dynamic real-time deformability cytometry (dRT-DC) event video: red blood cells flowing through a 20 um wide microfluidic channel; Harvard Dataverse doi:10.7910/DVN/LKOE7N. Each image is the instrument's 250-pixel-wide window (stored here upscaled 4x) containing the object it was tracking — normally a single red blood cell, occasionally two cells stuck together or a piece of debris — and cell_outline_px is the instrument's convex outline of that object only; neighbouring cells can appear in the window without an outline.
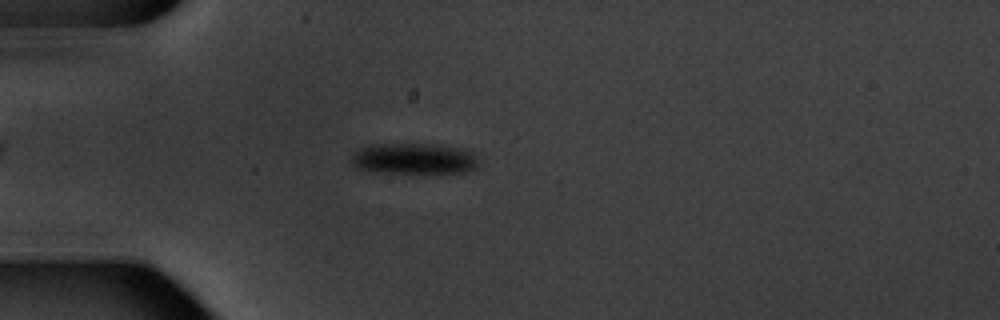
{"species": "common noctule bat (a hibernating species)", "species_latin": "Nyctalus noctula", "temperature_condition": "warm", "stored_images_in_passage": 5, "camera_frame_rate_fps": 3000, "um_per_image_px": 0.085, "animal": {"sex": "male", "body_mass_g": 20.1, "forearm_length_mm": 53.5}, "frame": {"image": 1, "passage_image": 4, "time_ms": 3.667, "image_size_px": [1000, 320], "cell_outline_px": [[480, 164], [476, 168], [468, 172], [388, 172], [356, 168], [352, 164], [352, 152], [360, 148], [372, 144], [436, 144], [472, 148]], "centroid_in_image_um": [35.29, 13.45], "position_along_channel_um": 49.7, "area_um2": 23.24}}